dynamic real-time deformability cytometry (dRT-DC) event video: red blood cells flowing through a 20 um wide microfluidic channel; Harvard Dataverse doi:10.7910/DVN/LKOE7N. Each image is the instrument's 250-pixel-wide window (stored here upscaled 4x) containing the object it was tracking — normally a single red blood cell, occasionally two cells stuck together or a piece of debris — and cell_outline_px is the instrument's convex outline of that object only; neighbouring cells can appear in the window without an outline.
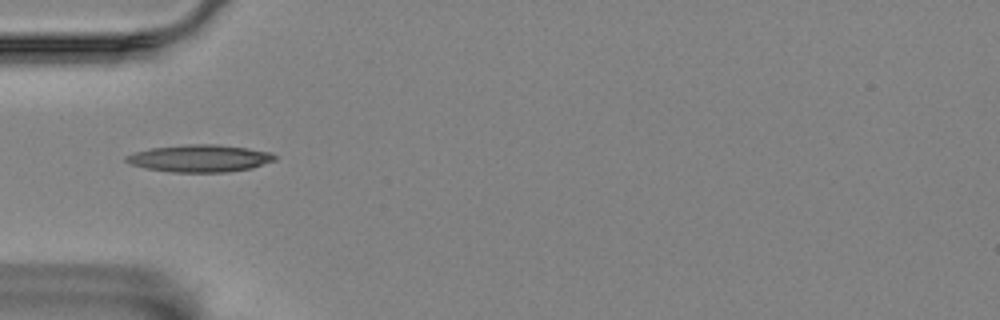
{"species": "Egyptian fruit bat (a non-hibernating species)", "species_latin": "Rousettus aegyptiacus", "temperature_condition": "room temperature", "stored_images_in_passage": 40, "camera_frame_rate_fps": 3000, "um_per_image_px": 0.085, "animal": {"sex": "female"}, "frame": {"image": 1, "passage_image": 1, "time_ms": 0.0, "image_size_px": [1000, 320], "cell_outline_px": [[276, 160], [252, 168], [224, 172], [172, 172], [148, 168], [132, 164], [124, 160], [124, 156], [136, 152], [152, 148], [184, 144], [216, 144], [248, 148], [272, 152], [276, 156]], "centroid_in_image_um": [17.02, 13.45], "position_along_channel_um": 68.0, "area_um2": 23.52}}
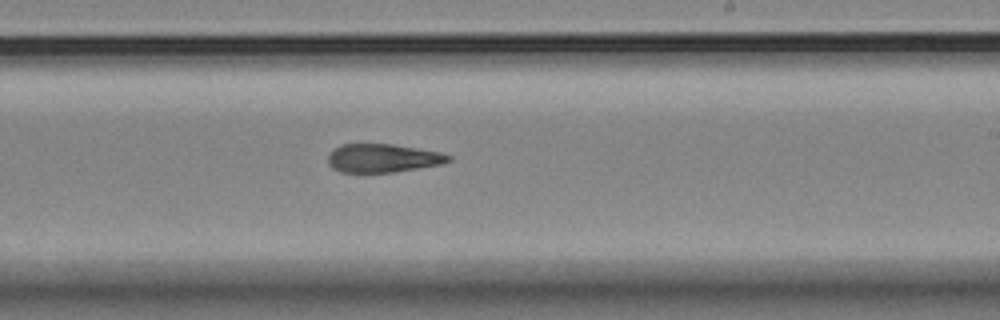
{"frame": {"image": 2, "passage_image": 17, "time_ms": 5.333, "image_size_px": [1000, 320], "cell_outline_px": [[452, 160], [440, 164], [392, 172], [340, 172], [332, 168], [328, 164], [328, 156], [332, 148], [340, 144], [392, 144], [440, 152], [452, 156]], "centroid_in_image_um": [32.49, 13.43], "position_along_channel_um": 256.5, "area_um2": 19.94}}
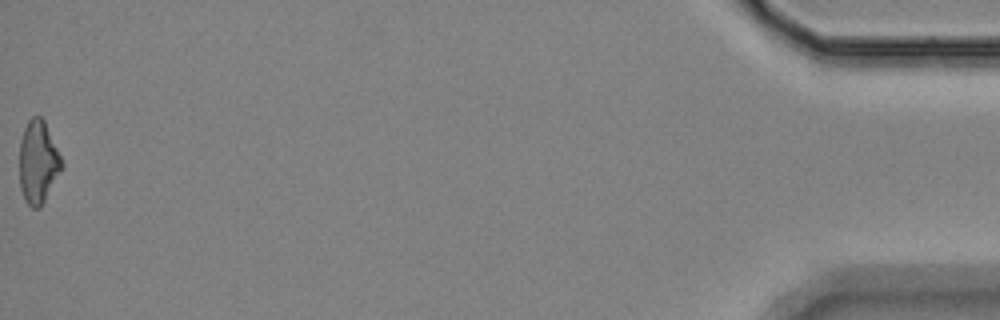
{"frame": {"image": 3, "passage_image": 40, "time_ms": 13.0, "image_size_px": [1000, 320], "cell_outline_px": [[64, 168], [40, 208], [32, 208], [28, 204], [20, 188], [20, 140], [24, 128], [28, 120], [32, 116], [40, 116], [44, 120], [64, 164]], "centroid_in_image_um": [3.26, 13.78], "position_along_channel_um": 431.9, "area_um2": 20.4}, "authors_computed_cell_mechanics": {"area_um2": 20.6635, "velocity_mm_per_s": 3.5253, "shape_relaxation_time_tau1_ms": null, "shape_relaxation_time_tau2_ms": 7.7565, "deformation_change_tau1": null, "deformation_change_tau2": 0.2092}}